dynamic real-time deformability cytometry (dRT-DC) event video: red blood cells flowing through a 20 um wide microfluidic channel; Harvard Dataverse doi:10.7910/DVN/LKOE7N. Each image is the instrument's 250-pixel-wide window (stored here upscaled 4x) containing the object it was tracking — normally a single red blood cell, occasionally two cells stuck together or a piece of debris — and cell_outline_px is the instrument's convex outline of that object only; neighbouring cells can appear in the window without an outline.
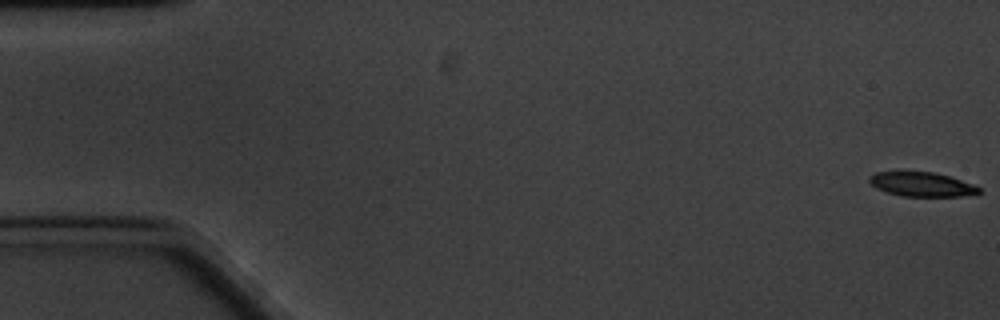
{"species": "common noctule bat (a hibernating species)", "species_latin": "Nyctalus noctula", "temperature_condition": "cold", "stored_images_in_passage": 62, "camera_frame_rate_fps": 3000, "um_per_image_px": 0.085, "animal": {"sex": "male", "body_mass_g": 20.1, "forearm_length_mm": 53.5}, "frame": {"image": 1, "passage_image": 1, "time_ms": 0.0, "image_size_px": [1000, 320], "cell_outline_px": [[980, 192], [960, 196], [900, 196], [876, 188], [868, 180], [868, 176], [876, 172], [932, 172], [948, 176], [972, 184], [980, 188]], "centroid_in_image_um": [78.3, 15.67], "position_along_channel_um": 6.7, "area_um2": 15.2}}
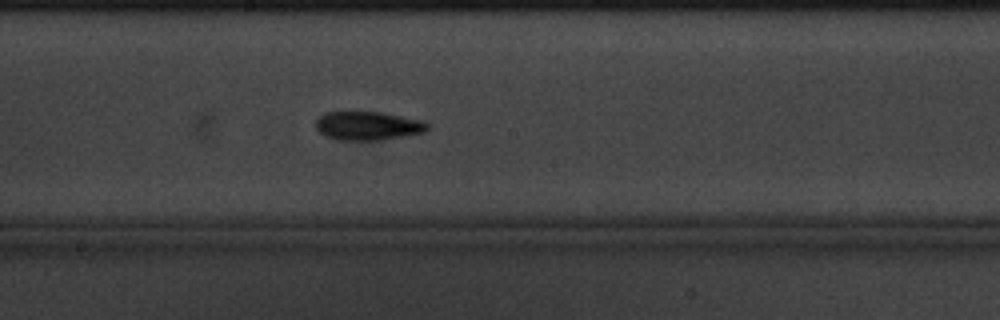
{"frame": {"image": 2, "passage_image": 33, "time_ms": 10.667, "image_size_px": [1000, 320], "cell_outline_px": [[428, 128], [424, 132], [404, 136], [380, 140], [336, 140], [324, 136], [316, 128], [316, 120], [324, 112], [380, 112], [424, 120], [428, 124]], "centroid_in_image_um": [31.26, 10.69], "position_along_channel_um": 216.9, "area_um2": 18.73}}
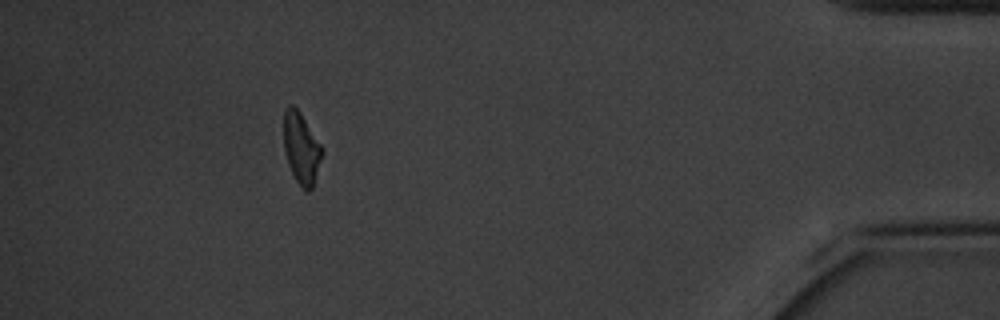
{"frame": {"image": 3, "passage_image": 56, "time_ms": 18.333, "image_size_px": [1000, 320], "cell_outline_px": [[324, 152], [312, 188], [308, 192], [304, 192], [296, 180], [288, 164], [284, 152], [284, 108], [288, 104], [292, 104], [300, 112], [324, 148]], "centroid_in_image_um": [25.62, 12.59], "position_along_channel_um": 409.6, "area_um2": 16.18}, "authors_computed_cell_mechanics": {"area_um2": 17.2244, "velocity_mm_per_s": 3.2576, "shape_relaxation_time_tau1_ms": 6.2515, "shape_relaxation_time_tau2_ms": null, "deformation_change_tau1": 0.1382, "deformation_change_tau2": null}}